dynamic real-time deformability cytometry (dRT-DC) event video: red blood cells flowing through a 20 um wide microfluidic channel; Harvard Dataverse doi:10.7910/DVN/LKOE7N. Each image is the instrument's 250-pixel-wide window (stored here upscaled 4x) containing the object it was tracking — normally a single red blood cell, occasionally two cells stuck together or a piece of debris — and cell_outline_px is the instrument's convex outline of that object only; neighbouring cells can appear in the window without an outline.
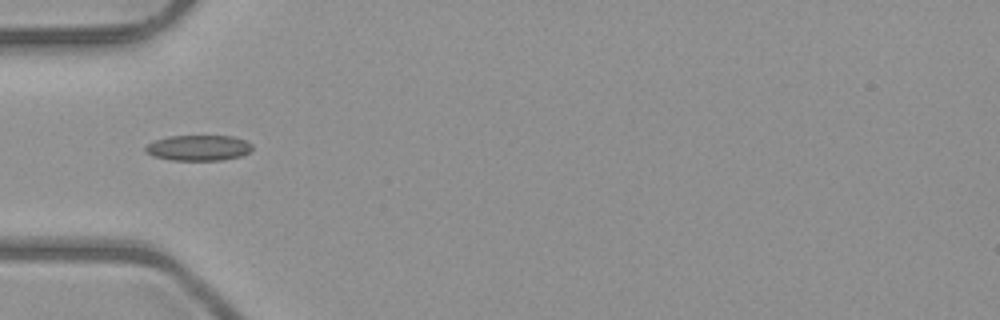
{"species": "common noctule bat (a hibernating species)", "species_latin": "Nyctalus noctula", "temperature_condition": "room temperature", "stored_images_in_passage": 7, "camera_frame_rate_fps": 3000, "um_per_image_px": 0.085, "animal": {"sex": "male", "body_mass_g": 23.1, "forearm_length_mm": 52.7}, "frame": {"image": 1, "passage_image": 2, "time_ms": 0.333, "image_size_px": [1000, 320], "cell_outline_px": [[252, 148], [248, 152], [240, 156], [220, 160], [172, 160], [152, 156], [144, 152], [144, 148], [148, 144], [156, 140], [172, 136], [232, 136], [244, 140], [252, 144]], "centroid_in_image_um": [16.84, 12.57], "position_along_channel_um": 68.2, "area_um2": 15.78}}
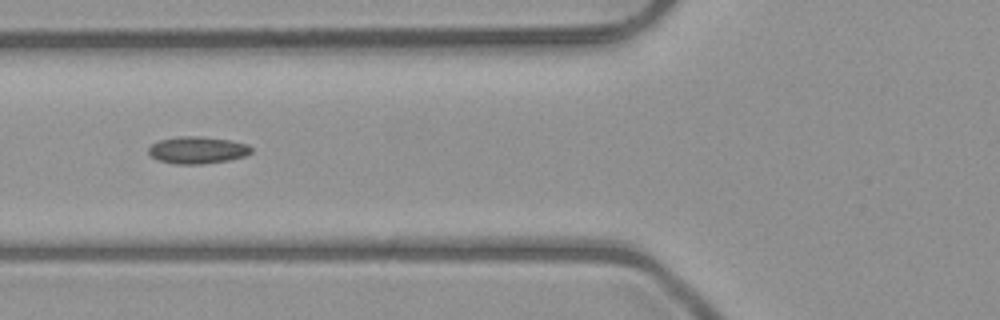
{"frame": {"image": 2, "passage_image": 5, "time_ms": 1.333, "image_size_px": [1000, 320], "cell_outline_px": [[252, 152], [244, 156], [228, 160], [200, 164], [176, 164], [156, 160], [148, 152], [148, 148], [152, 144], [160, 140], [180, 136], [200, 136], [228, 140], [248, 144], [252, 148]], "centroid_in_image_um": [16.77, 12.76], "position_along_channel_um": 109.0, "area_um2": 16.13}}